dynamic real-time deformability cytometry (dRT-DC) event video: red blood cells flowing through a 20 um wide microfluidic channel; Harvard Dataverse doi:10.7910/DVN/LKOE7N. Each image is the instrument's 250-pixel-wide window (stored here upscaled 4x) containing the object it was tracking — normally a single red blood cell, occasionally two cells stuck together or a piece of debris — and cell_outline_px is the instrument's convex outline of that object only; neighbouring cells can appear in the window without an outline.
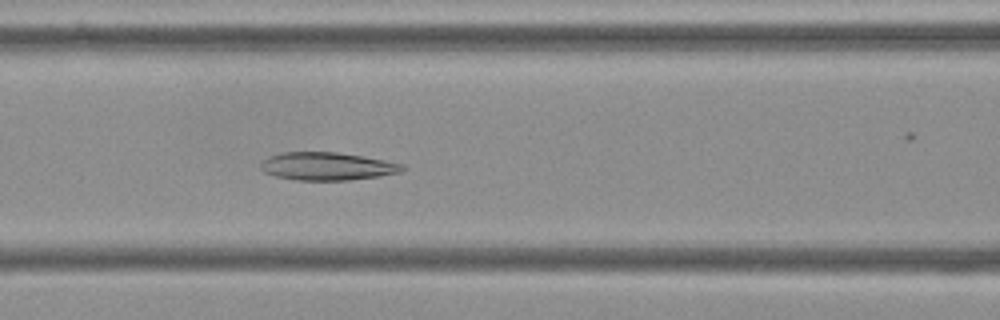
{"species": "Egyptian fruit bat (a non-hibernating species)", "species_latin": "Rousettus aegyptiacus", "temperature_condition": "cold", "stored_images_in_passage": 56, "camera_frame_rate_fps": 3000, "um_per_image_px": 0.085, "frame": {"image": 1, "passage_image": 23, "time_ms": 7.333, "image_size_px": [1000, 320], "cell_outline_px": [[404, 168], [400, 172], [380, 176], [348, 180], [296, 180], [276, 176], [264, 172], [260, 168], [260, 164], [268, 156], [280, 152], [336, 152], [384, 160], [404, 164]], "centroid_in_image_um": [27.78, 14.13], "position_along_channel_um": 138.8, "area_um2": 22.95}}
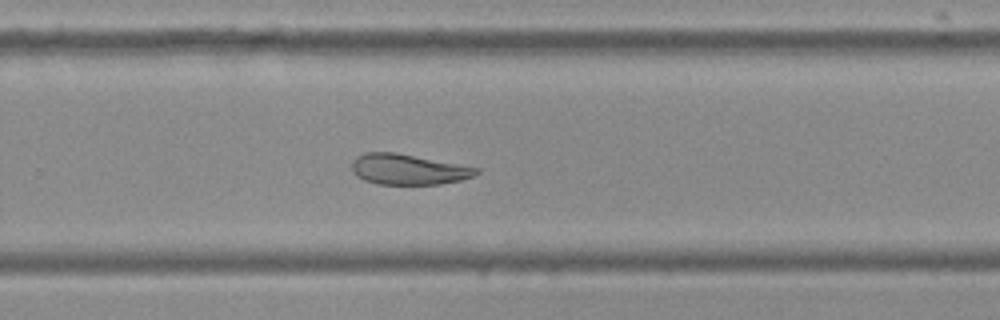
{"frame": {"image": 2, "passage_image": 36, "time_ms": 11.667, "image_size_px": [1000, 320], "cell_outline_px": [[480, 172], [472, 176], [460, 180], [440, 184], [376, 184], [364, 180], [356, 176], [352, 172], [352, 160], [356, 156], [364, 152], [396, 152], [480, 168]], "centroid_in_image_um": [34.66, 14.39], "position_along_channel_um": 295.1, "area_um2": 22.25}}
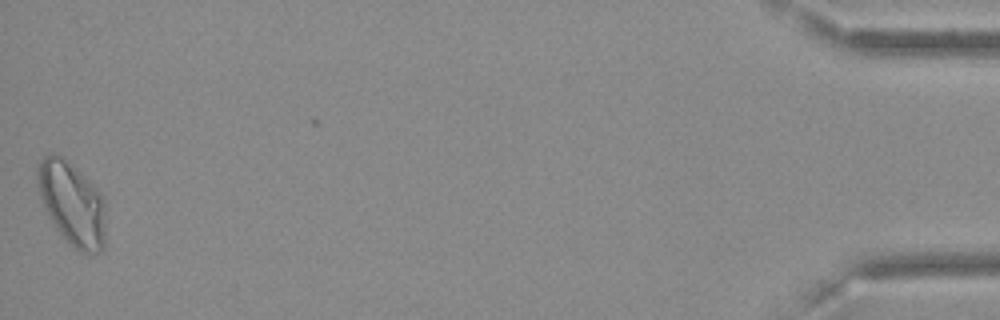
{"frame": {"image": 3, "passage_image": 55, "time_ms": 18.0, "image_size_px": [1000, 320], "cell_outline_px": [[104, 248], [100, 252], [80, 252], [68, 244], [56, 228], [44, 208], [40, 196], [36, 180], [36, 164], [44, 156], [52, 152], [56, 152], [64, 156], [104, 196]], "centroid_in_image_um": [6.08, 17.26], "position_along_channel_um": 429.1, "area_um2": 33.47}, "authors_computed_cell_mechanics": {"area_um2": 25.6054, "velocity_mm_per_s": 3.6168, "shape_relaxation_time_tau1_ms": null, "shape_relaxation_time_tau2_ms": 7.1805, "deformation_change_tau1": null, "deformation_change_tau2": 0.1147}}